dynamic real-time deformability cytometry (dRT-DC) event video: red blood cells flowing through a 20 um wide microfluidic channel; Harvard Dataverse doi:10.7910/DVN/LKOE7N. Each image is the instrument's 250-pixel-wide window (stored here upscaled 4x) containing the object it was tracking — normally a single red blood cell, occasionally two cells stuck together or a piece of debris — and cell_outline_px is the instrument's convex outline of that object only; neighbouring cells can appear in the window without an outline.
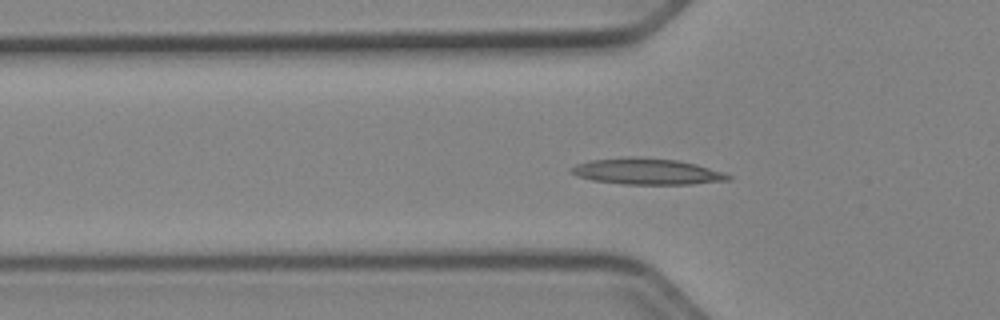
{"species": "Egyptian fruit bat (a non-hibernating species)", "species_latin": "Rousettus aegyptiacus", "temperature_condition": "cold", "stored_images_in_passage": 52, "camera_frame_rate_fps": 3000, "um_per_image_px": 0.085, "animal": {"sex": "female"}, "frame": {"image": 1, "passage_image": 17, "time_ms": 5.333, "image_size_px": [1000, 320], "cell_outline_px": [[732, 176], [728, 180], [692, 184], [624, 184], [592, 180], [576, 176], [568, 172], [568, 168], [576, 164], [588, 160], [628, 156], [640, 156], [676, 160], [696, 164], [724, 172]], "centroid_in_image_um": [54.91, 14.56], "position_along_channel_um": 70.9, "area_um2": 24.22}}
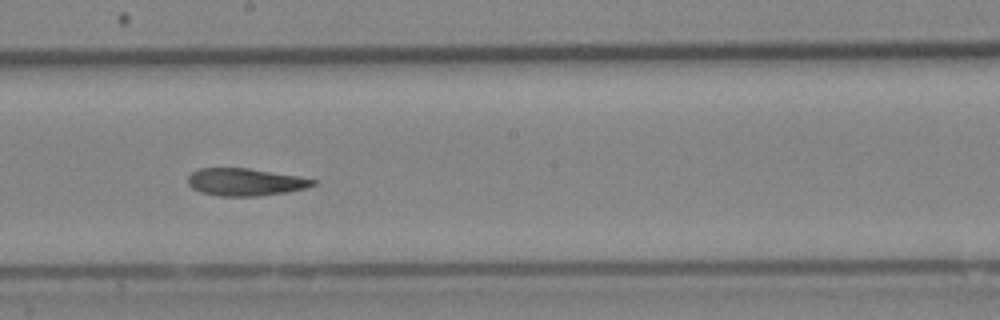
{"frame": {"image": 2, "passage_image": 29, "time_ms": 9.333, "image_size_px": [1000, 320], "cell_outline_px": [[316, 184], [304, 188], [288, 192], [256, 196], [220, 196], [200, 192], [192, 188], [188, 184], [188, 176], [192, 172], [200, 168], [248, 168], [300, 176], [316, 180]], "centroid_in_image_um": [20.84, 15.47], "position_along_channel_um": 227.4, "area_um2": 20.0}}
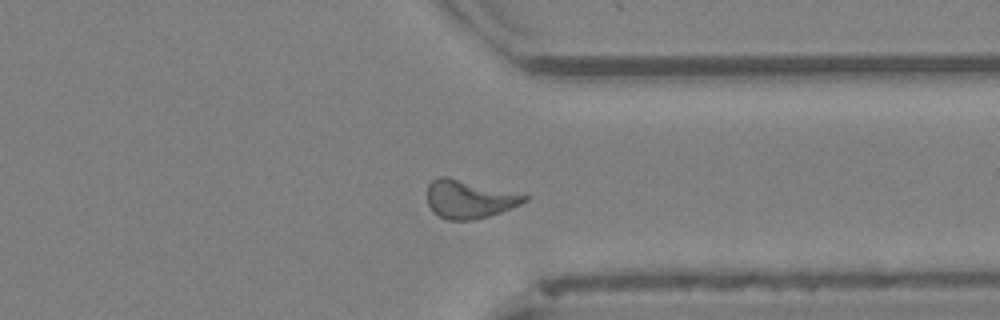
{"frame": {"image": 3, "passage_image": 40, "time_ms": 13.0, "image_size_px": [1000, 320], "cell_outline_px": [[528, 200], [520, 204], [500, 212], [488, 216], [472, 220], [448, 220], [432, 212], [428, 204], [428, 184], [432, 180], [440, 176], [448, 176], [528, 196]], "centroid_in_image_um": [39.83, 16.93], "position_along_channel_um": 371.6, "area_um2": 21.39}, "authors_computed_cell_mechanics": {"area_um2": 20.9525, "velocity_mm_per_s": 3.9319, "shape_relaxation_time_tau1_ms": null, "shape_relaxation_time_tau2_ms": 3.6286, "deformation_change_tau1": null, "deformation_change_tau2": 0.1105}}